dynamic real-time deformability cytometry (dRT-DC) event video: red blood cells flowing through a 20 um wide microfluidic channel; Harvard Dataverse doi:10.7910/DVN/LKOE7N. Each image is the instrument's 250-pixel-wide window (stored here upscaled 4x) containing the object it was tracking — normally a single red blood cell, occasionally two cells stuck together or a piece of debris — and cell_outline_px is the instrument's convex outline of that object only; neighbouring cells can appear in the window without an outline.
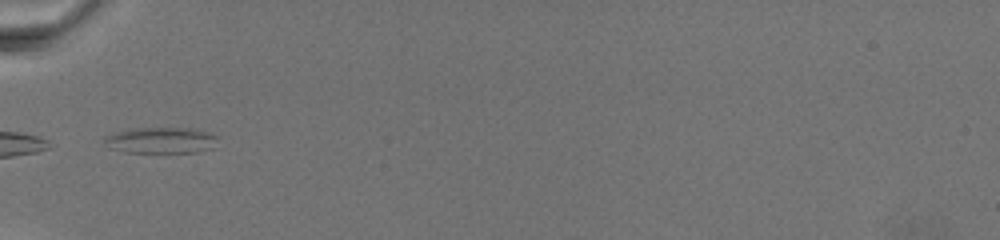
{"species": "common noctule bat (a hibernating species)", "species_latin": "Nyctalus noctula", "temperature_condition": "warm", "stored_images_in_passage": 3, "camera_frame_rate_fps": 3000, "um_per_image_px": 0.085, "animal": {"sex": "female", "body_mass_g": 19.5, "forearm_length_mm": 54.1}, "frame": {"image": 1, "passage_image": 1, "time_ms": 0.0, "image_size_px": [1000, 240], "cell_outline_px": [[216, 148], [196, 152], [124, 152], [108, 148], [104, 140], [104, 136], [116, 132], [132, 128], [192, 128], [208, 132], [216, 136]], "centroid_in_image_um": [13.68, 11.93], "position_along_channel_um": 71.3, "area_um2": 17.34}}